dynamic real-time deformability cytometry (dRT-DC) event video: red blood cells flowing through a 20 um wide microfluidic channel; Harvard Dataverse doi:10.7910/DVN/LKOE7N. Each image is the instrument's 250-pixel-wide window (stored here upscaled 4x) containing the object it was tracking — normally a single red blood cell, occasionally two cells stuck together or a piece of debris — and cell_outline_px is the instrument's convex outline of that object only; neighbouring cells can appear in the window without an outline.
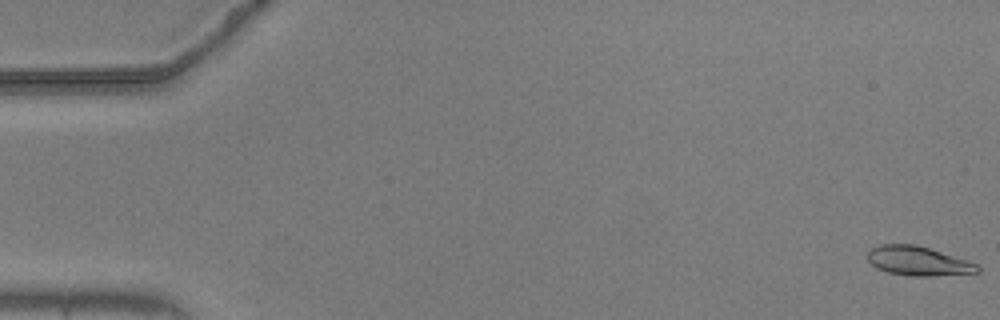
{"species": "common noctule bat (a hibernating species)", "species_latin": "Nyctalus noctula", "temperature_condition": "warm", "stored_images_in_passage": 56, "camera_frame_rate_fps": 3000, "um_per_image_px": 0.085, "animal": {"sex": "male", "body_mass_g": 20.5, "forearm_length_mm": 52.5}, "frame": {"image": 1, "passage_image": 1, "time_ms": 0.0, "image_size_px": [1000, 320], "cell_outline_px": [[980, 272], [932, 276], [908, 276], [888, 272], [876, 268], [864, 256], [872, 248], [880, 244], [916, 244], [976, 264], [980, 268]], "centroid_in_image_um": [77.97, 22.19], "position_along_channel_um": 7.0, "area_um2": 18.55}}
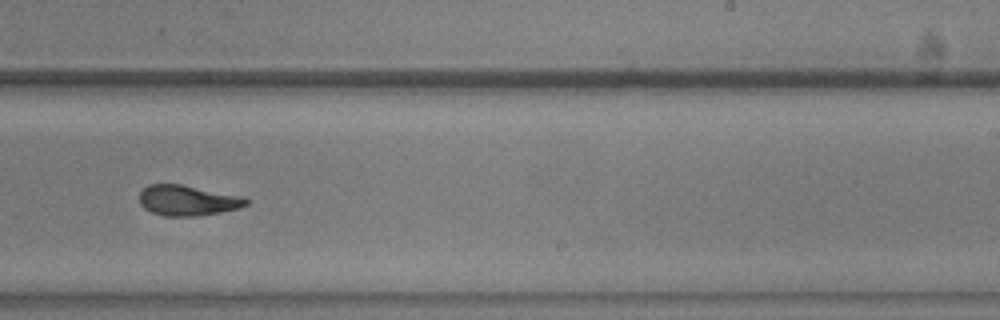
{"frame": {"image": 2, "passage_image": 35, "time_ms": 11.333, "image_size_px": [1000, 320], "cell_outline_px": [[248, 204], [240, 208], [220, 212], [196, 216], [164, 216], [152, 212], [144, 208], [140, 204], [140, 192], [148, 184], [180, 184], [236, 196], [248, 200]], "centroid_in_image_um": [15.88, 17.05], "position_along_channel_um": 273.1, "area_um2": 18.5}}
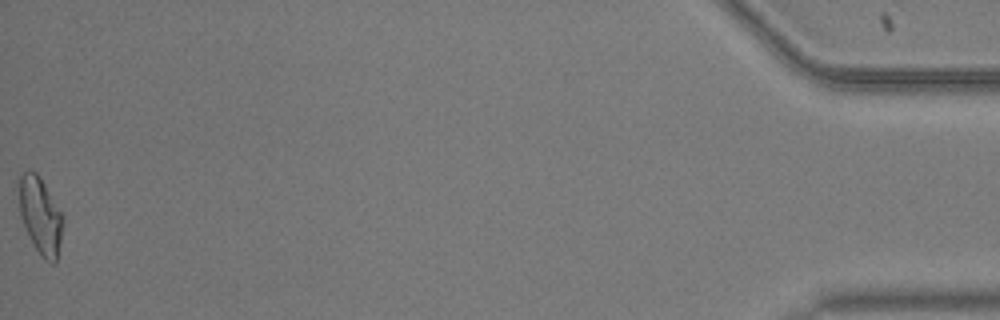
{"frame": {"image": 3, "passage_image": 56, "time_ms": 18.333, "image_size_px": [1000, 320], "cell_outline_px": [[64, 224], [60, 244], [56, 260], [52, 264], [44, 260], [36, 248], [20, 216], [20, 176], [28, 168], [36, 172], [44, 184], [64, 216]], "centroid_in_image_um": [3.47, 18.33], "position_along_channel_um": 431.7, "area_um2": 19.31}, "authors_computed_cell_mechanics": {"area_um2": 19.074, "velocity_mm_per_s": 3.6862, "shape_relaxation_time_tau1_ms": 4.3408, "shape_relaxation_time_tau2_ms": 2.6926, "deformation_change_tau1": 0.1779, "deformation_change_tau2": 0.0945}}